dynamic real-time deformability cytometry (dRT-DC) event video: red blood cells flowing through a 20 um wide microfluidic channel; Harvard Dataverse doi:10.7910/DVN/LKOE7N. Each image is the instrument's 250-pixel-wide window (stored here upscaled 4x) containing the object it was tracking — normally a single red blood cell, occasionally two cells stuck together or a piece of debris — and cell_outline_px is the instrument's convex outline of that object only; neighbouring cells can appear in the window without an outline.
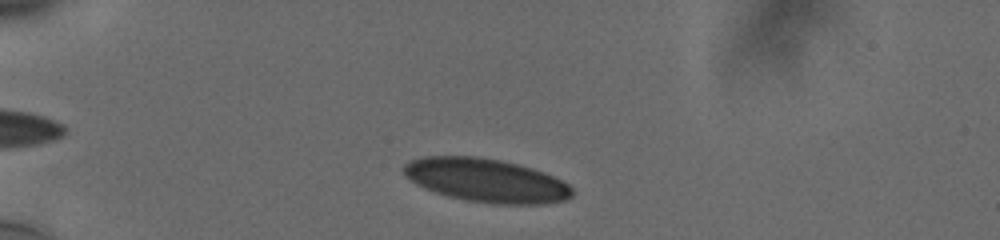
{"species": "human", "species_latin": "Homo sapiens", "temperature_condition": "cold", "stored_images_in_passage": 40, "camera_frame_rate_fps": 3000, "um_per_image_px": 0.085, "donor": {"sex": "male"}, "frame": {"image": 1, "passage_image": 4, "time_ms": 1.0, "image_size_px": [1000, 240], "cell_outline_px": [[572, 196], [568, 200], [548, 204], [492, 204], [464, 200], [448, 196], [424, 188], [416, 184], [404, 176], [404, 164], [412, 160], [424, 156], [476, 156], [500, 160], [532, 168], [544, 172], [568, 184], [572, 188]], "centroid_in_image_um": [41.33, 15.34], "position_along_channel_um": 43.7, "area_um2": 42.89}}
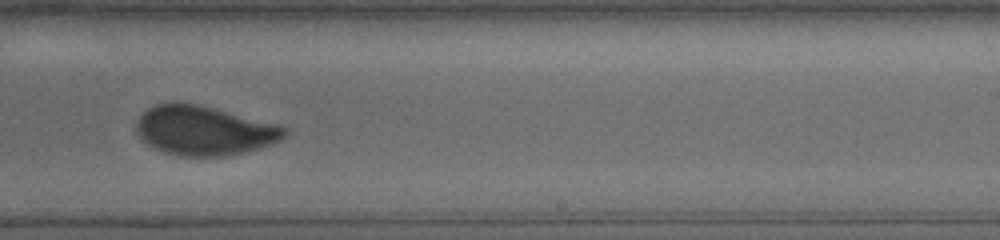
{"frame": {"image": 2, "passage_image": 26, "time_ms": 8.333, "image_size_px": [1000, 240], "cell_outline_px": [[288, 132], [280, 140], [272, 144], [224, 156], [180, 156], [164, 152], [148, 144], [136, 132], [136, 120], [148, 108], [156, 104], [176, 100], [196, 104], [280, 124], [288, 128]], "centroid_in_image_um": [17.34, 11.07], "position_along_channel_um": 271.7, "area_um2": 42.6}}
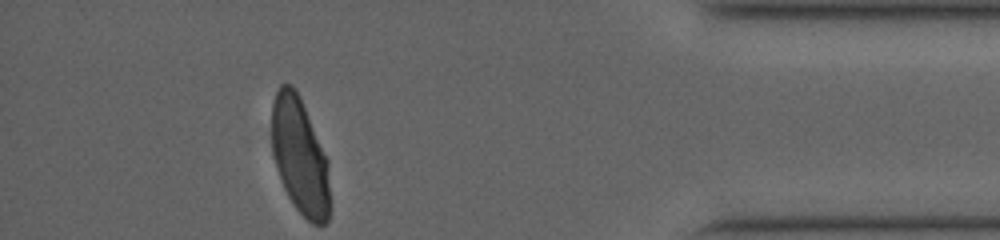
{"frame": {"image": 3, "passage_image": 40, "time_ms": 13.0, "image_size_px": [1000, 240], "cell_outline_px": [[328, 220], [324, 224], [312, 224], [296, 208], [288, 196], [284, 188], [276, 168], [272, 152], [272, 104], [276, 92], [280, 84], [292, 84], [296, 88], [300, 96], [328, 160]], "centroid_in_image_um": [25.46, 13.23], "position_along_channel_um": 409.7, "area_um2": 39.25}, "authors_computed_cell_mechanics": {"area_um2": 42.8587, "velocity_mm_per_s": 3.7674, "shape_relaxation_time_tau1_ms": 8.017, "shape_relaxation_time_tau2_ms": null, "deformation_change_tau1": 0.1825, "deformation_change_tau2": null}}